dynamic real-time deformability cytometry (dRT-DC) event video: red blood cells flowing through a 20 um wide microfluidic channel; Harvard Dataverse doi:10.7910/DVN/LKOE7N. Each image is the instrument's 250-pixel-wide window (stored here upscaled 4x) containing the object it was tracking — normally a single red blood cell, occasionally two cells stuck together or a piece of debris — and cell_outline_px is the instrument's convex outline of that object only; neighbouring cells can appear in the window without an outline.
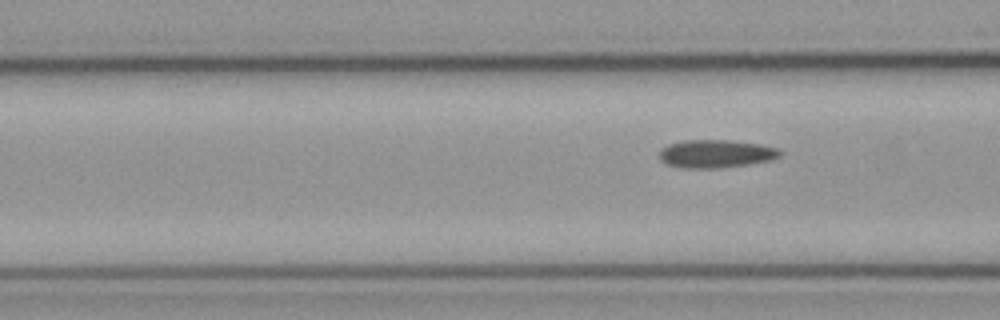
{"species": "common noctule bat (a hibernating species)", "species_latin": "Nyctalus noctula", "temperature_condition": "cold", "stored_images_in_passage": 4, "segment_of_instrument_passage": [2, 2], "camera_frame_rate_fps": 3000, "um_per_image_px": 0.085, "animal": {"sex": "male", "body_mass_g": 23.1, "forearm_length_mm": 52.7}, "frame": {"image": 1, "passage_image": 4, "time_ms": 1.0, "image_size_px": [1000, 320], "cell_outline_px": [[784, 152], [780, 156], [772, 160], [724, 168], [680, 168], [668, 164], [660, 160], [660, 148], [668, 144], [684, 140], [728, 140], [760, 144], [776, 148]], "centroid_in_image_um": [60.85, 13.07], "position_along_channel_um": 105.7, "area_um2": 19.88}}